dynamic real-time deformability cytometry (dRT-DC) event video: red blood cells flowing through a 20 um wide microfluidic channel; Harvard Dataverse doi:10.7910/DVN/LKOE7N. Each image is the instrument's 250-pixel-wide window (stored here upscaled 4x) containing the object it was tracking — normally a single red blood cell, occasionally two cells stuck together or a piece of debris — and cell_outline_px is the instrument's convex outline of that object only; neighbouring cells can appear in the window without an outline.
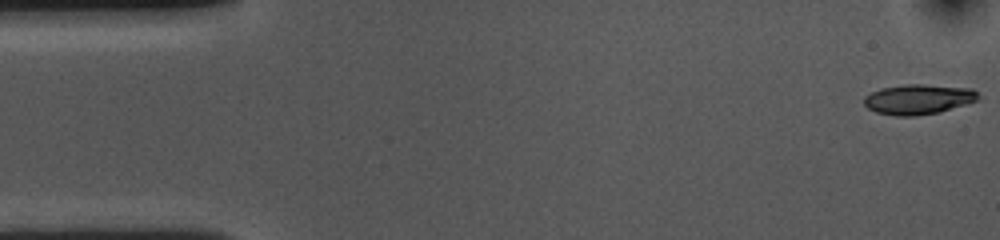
{"species": "common noctule bat (a hibernating species)", "species_latin": "Nyctalus noctula", "temperature_condition": "cold", "stored_images_in_passage": 54, "camera_frame_rate_fps": 3000, "um_per_image_px": 0.085, "animal": {"sex": "female", "body_mass_g": 10.0, "forearm_length_mm": 53.1}, "frame": {"image": 1, "passage_image": 1, "time_ms": 0.0, "image_size_px": [1000, 240], "cell_outline_px": [[984, 96], [976, 100], [964, 104], [936, 112], [916, 116], [896, 116], [876, 112], [868, 108], [864, 104], [864, 96], [880, 88], [904, 84], [924, 84], [972, 88]], "centroid_in_image_um": [78.06, 8.42], "position_along_channel_um": 6.9, "area_um2": 20.0}}
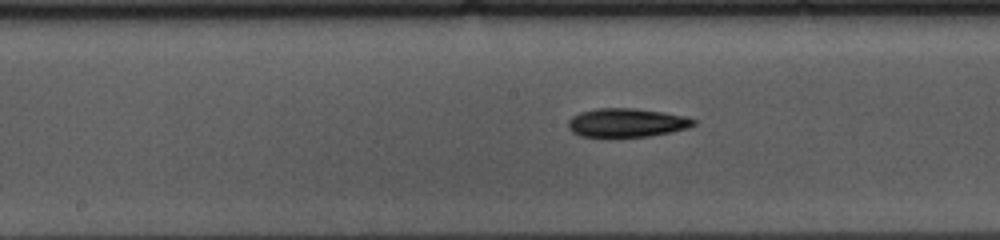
{"frame": {"image": 2, "passage_image": 26, "time_ms": 8.333, "image_size_px": [1000, 240], "cell_outline_px": [[696, 124], [688, 128], [672, 132], [648, 136], [620, 140], [580, 136], [572, 132], [568, 128], [568, 120], [572, 116], [580, 112], [596, 108], [636, 108], [664, 112], [684, 116], [696, 120]], "centroid_in_image_um": [53.23, 10.47], "position_along_channel_um": 195.0, "area_um2": 21.96}}
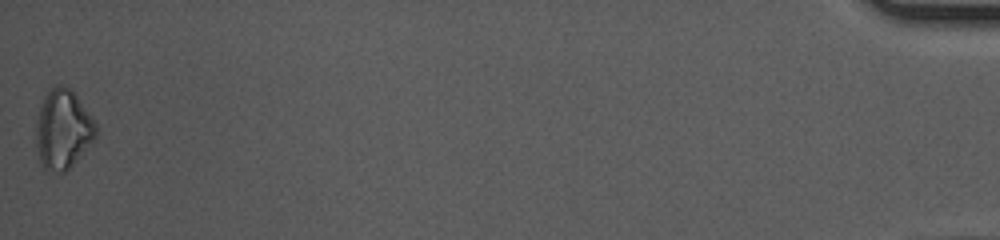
{"frame": {"image": 3, "passage_image": 54, "time_ms": 17.667, "image_size_px": [1000, 240], "cell_outline_px": [[96, 136], [76, 160], [64, 172], [48, 172], [44, 168], [40, 160], [36, 144], [36, 124], [40, 108], [44, 96], [56, 84], [64, 84], [72, 88], [92, 116], [96, 124]], "centroid_in_image_um": [5.35, 10.95], "position_along_channel_um": 429.9, "area_um2": 27.57}, "authors_computed_cell_mechanics": {"area_um2": 20.3167, "velocity_mm_per_s": 3.6168, "shape_relaxation_time_tau1_ms": 4.3769, "shape_relaxation_time_tau2_ms": null, "deformation_change_tau1": 0.1059, "deformation_change_tau2": null}}